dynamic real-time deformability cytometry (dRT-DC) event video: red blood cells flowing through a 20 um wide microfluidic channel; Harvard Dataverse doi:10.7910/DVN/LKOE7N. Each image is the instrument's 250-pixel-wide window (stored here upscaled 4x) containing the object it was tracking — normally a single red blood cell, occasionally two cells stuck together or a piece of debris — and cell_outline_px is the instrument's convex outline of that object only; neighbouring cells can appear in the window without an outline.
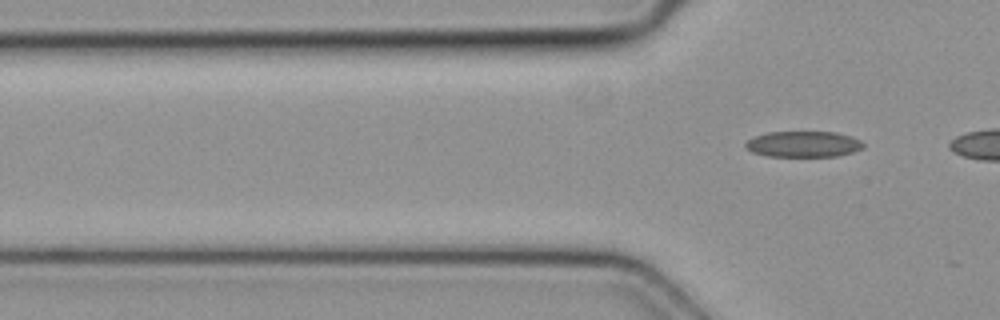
{"species": "common noctule bat (a hibernating species)", "species_latin": "Nyctalus noctula", "temperature_condition": "cold", "stored_images_in_passage": 5, "camera_frame_rate_fps": 3000, "um_per_image_px": 0.085, "animal": {"sex": "female", "body_mass_g": 19.3, "forearm_length_mm": 54.1}, "frame": {"image": 1, "passage_image": 5, "time_ms": 1.333, "image_size_px": [1000, 320], "cell_outline_px": [[864, 148], [852, 152], [836, 156], [768, 156], [752, 152], [744, 148], [744, 144], [748, 140], [756, 136], [768, 132], [836, 132], [852, 136], [860, 140], [864, 144]], "centroid_in_image_um": [68.29, 12.25], "position_along_channel_um": 57.5, "area_um2": 17.8}}